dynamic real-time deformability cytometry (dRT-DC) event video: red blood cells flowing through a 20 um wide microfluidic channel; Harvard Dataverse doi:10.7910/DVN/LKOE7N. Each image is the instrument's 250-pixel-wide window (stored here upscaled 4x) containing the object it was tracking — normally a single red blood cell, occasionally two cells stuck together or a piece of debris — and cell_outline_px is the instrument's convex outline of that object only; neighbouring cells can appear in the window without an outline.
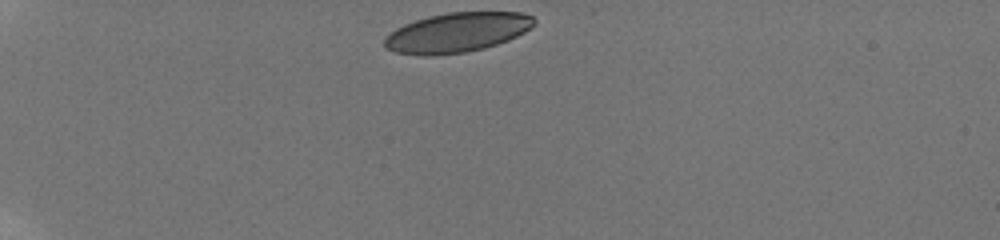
{"species": "human", "species_latin": "Homo sapiens", "temperature_condition": "room temperature", "stored_images_in_passage": 8, "camera_frame_rate_fps": 3000, "um_per_image_px": 0.085, "donor": {"sex": "male"}, "frame": {"image": 1, "passage_image": 1, "time_ms": 0.0, "image_size_px": [1000, 240], "cell_outline_px": [[536, 24], [524, 32], [508, 40], [484, 48], [464, 52], [428, 56], [424, 56], [396, 52], [384, 48], [384, 40], [396, 28], [404, 24], [428, 16], [448, 12], [520, 12], [532, 16], [536, 20]], "centroid_in_image_um": [38.85, 2.75], "position_along_channel_um": 46.1, "area_um2": 34.45}}
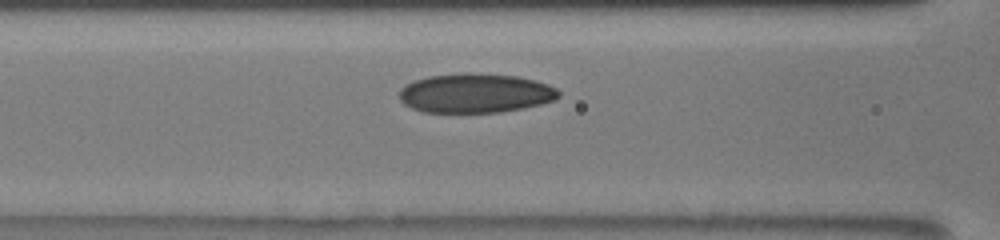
{"frame": {"image": 2, "passage_image": 6, "time_ms": 1.667, "image_size_px": [1000, 240], "cell_outline_px": [[560, 96], [556, 100], [524, 108], [500, 112], [424, 112], [412, 108], [404, 104], [400, 100], [400, 88], [404, 84], [428, 76], [464, 72], [468, 72], [516, 76], [536, 80], [548, 84], [556, 88], [560, 92]], "centroid_in_image_um": [40.42, 7.91], "position_along_channel_um": 126.2, "area_um2": 36.76}}
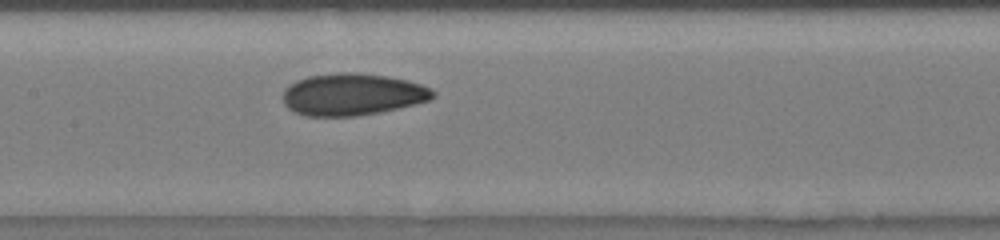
{"frame": {"image": 3, "passage_image": 8, "time_ms": 2.333, "image_size_px": [1000, 240], "cell_outline_px": [[436, 96], [428, 100], [380, 112], [356, 116], [304, 116], [292, 112], [284, 104], [284, 88], [296, 80], [308, 76], [336, 72], [360, 72], [388, 76], [408, 80], [432, 88], [436, 92]], "centroid_in_image_um": [29.93, 8.01], "position_along_channel_um": 177.5, "area_um2": 36.99}}